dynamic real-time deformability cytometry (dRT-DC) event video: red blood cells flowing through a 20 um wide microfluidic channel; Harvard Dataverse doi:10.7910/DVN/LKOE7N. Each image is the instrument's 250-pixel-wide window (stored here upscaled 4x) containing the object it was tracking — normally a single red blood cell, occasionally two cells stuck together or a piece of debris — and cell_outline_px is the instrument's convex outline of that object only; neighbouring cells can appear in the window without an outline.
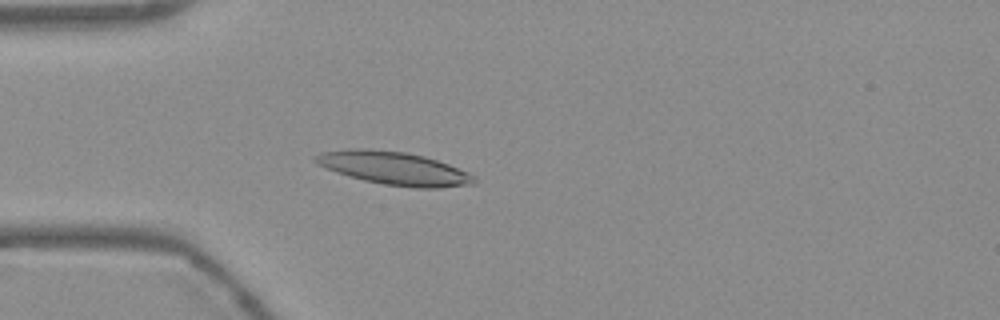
{"species": "Egyptian fruit bat (a non-hibernating species)", "species_latin": "Rousettus aegyptiacus", "temperature_condition": "warm", "stored_images_in_passage": 54, "camera_frame_rate_fps": 3000, "um_per_image_px": 0.085, "frame": {"image": 1, "passage_image": 15, "time_ms": 4.667, "image_size_px": [1000, 320], "cell_outline_px": [[476, 184], [440, 188], [416, 188], [384, 184], [364, 180], [348, 176], [336, 172], [312, 160], [312, 156], [320, 152], [348, 148], [364, 148], [408, 152], [424, 156], [448, 164], [468, 172], [476, 176]], "centroid_in_image_um": [33.5, 14.29], "position_along_channel_um": 51.5, "area_um2": 30.81}}
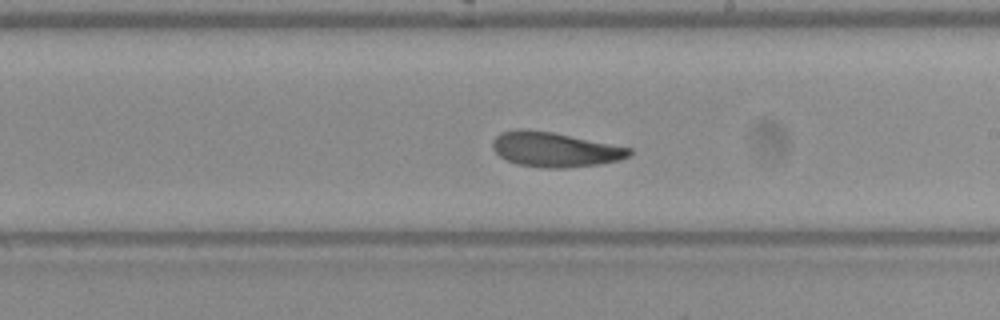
{"frame": {"image": 2, "passage_image": 31, "time_ms": 10.0, "image_size_px": [1000, 320], "cell_outline_px": [[632, 152], [628, 156], [620, 160], [600, 164], [564, 168], [540, 168], [516, 164], [500, 156], [492, 148], [492, 140], [500, 132], [516, 128], [524, 128], [552, 132], [632, 148]], "centroid_in_image_um": [47.12, 12.7], "position_along_channel_um": 241.9, "area_um2": 27.86}}
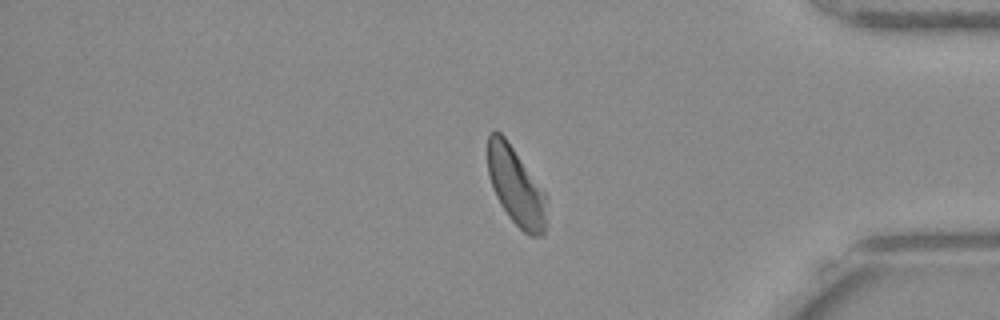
{"frame": {"image": 3, "passage_image": 45, "time_ms": 14.667, "image_size_px": [1000, 320], "cell_outline_px": [[548, 224], [544, 236], [532, 236], [524, 232], [508, 216], [500, 204], [492, 188], [488, 172], [488, 136], [496, 128], [504, 136], [544, 188], [548, 196]], "centroid_in_image_um": [43.93, 15.88], "position_along_channel_um": 391.3, "area_um2": 27.57}, "authors_computed_cell_mechanics": {"area_um2": 27.8885, "velocity_mm_per_s": 3.7444, "shape_relaxation_time_tau1_ms": null, "shape_relaxation_time_tau2_ms": 4.1507, "deformation_change_tau1": null, "deformation_change_tau2": 0.1191}}